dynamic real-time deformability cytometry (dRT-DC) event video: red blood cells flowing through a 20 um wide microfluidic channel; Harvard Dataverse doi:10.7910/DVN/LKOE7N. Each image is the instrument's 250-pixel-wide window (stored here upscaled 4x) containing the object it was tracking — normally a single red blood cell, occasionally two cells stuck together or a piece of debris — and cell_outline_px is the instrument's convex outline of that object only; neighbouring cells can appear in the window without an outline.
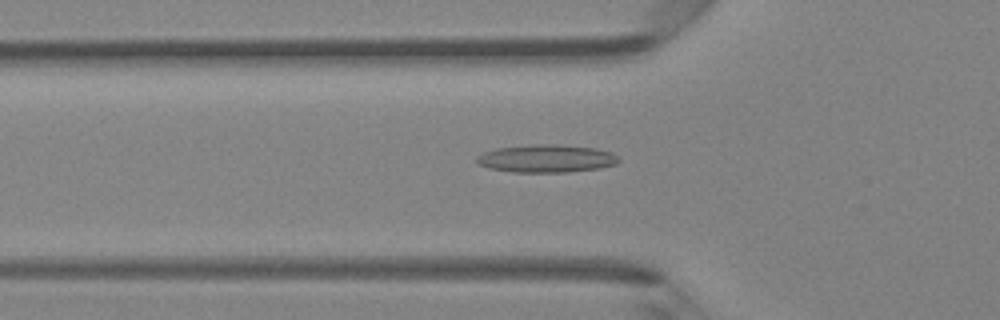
{"species": "Egyptian fruit bat (a non-hibernating species)", "species_latin": "Rousettus aegyptiacus", "temperature_condition": "room temperature", "stored_images_in_passage": 46, "camera_frame_rate_fps": 3000, "um_per_image_px": 0.085, "animal": {"sex": "female"}, "frame": {"image": 1, "passage_image": 15, "time_ms": 4.667, "image_size_px": [1000, 320], "cell_outline_px": [[620, 160], [616, 164], [600, 168], [568, 172], [512, 172], [488, 168], [480, 164], [476, 160], [476, 156], [484, 152], [496, 148], [532, 144], [556, 144], [596, 148], [612, 152]], "centroid_in_image_um": [46.44, 13.47], "position_along_channel_um": 79.4, "area_um2": 23.12}}
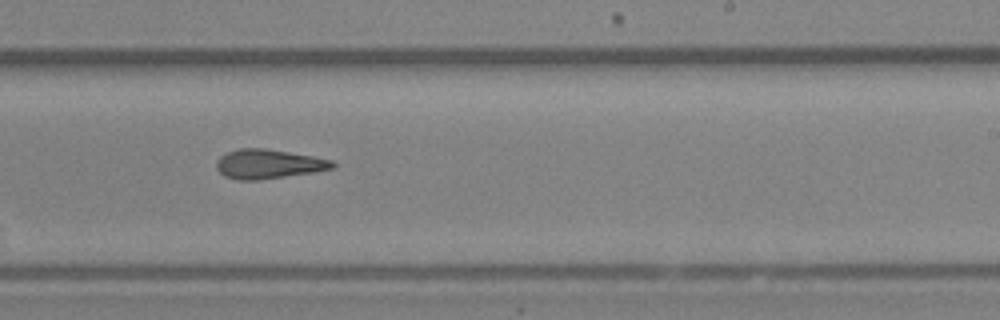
{"frame": {"image": 2, "passage_image": 28, "time_ms": 9.0, "image_size_px": [1000, 320], "cell_outline_px": [[336, 164], [332, 168], [312, 172], [256, 180], [236, 180], [224, 176], [216, 168], [216, 160], [220, 156], [228, 152], [240, 148], [264, 148], [312, 156], [332, 160]], "centroid_in_image_um": [22.76, 13.94], "position_along_channel_um": 266.2, "area_um2": 19.59}}
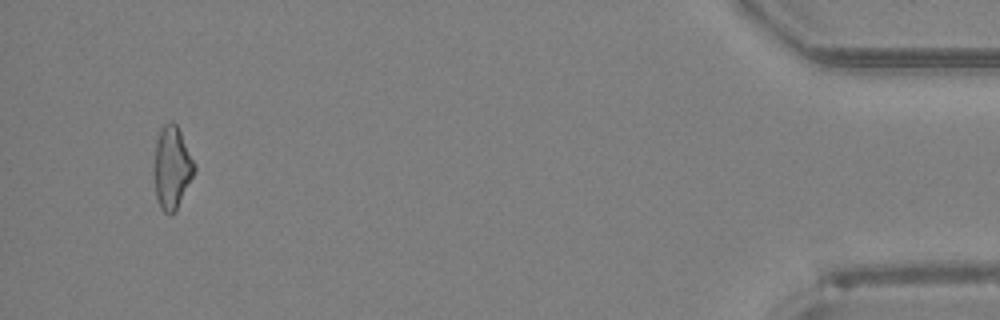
{"frame": {"image": 3, "passage_image": 44, "time_ms": 14.333, "image_size_px": [1000, 320], "cell_outline_px": [[196, 168], [176, 208], [168, 216], [160, 208], [156, 196], [152, 176], [152, 168], [156, 140], [164, 124], [172, 120], [176, 124], [196, 164]], "centroid_in_image_um": [14.56, 14.23], "position_along_channel_um": 420.6, "area_um2": 19.42}, "authors_computed_cell_mechanics": {"area_um2": 19.9988, "velocity_mm_per_s": 4.3146, "shape_relaxation_time_tau1_ms": null, "shape_relaxation_time_tau2_ms": 2.4201, "deformation_change_tau1": null, "deformation_change_tau2": 0.1258}}